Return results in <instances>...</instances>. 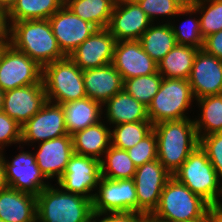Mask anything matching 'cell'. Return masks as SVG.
I'll list each match as a JSON object with an SVG mask.
<instances>
[{
  "instance_id": "74e56055",
  "label": "cell",
  "mask_w": 222,
  "mask_h": 222,
  "mask_svg": "<svg viewBox=\"0 0 222 222\" xmlns=\"http://www.w3.org/2000/svg\"><path fill=\"white\" fill-rule=\"evenodd\" d=\"M199 145L206 152L219 178H222V132L201 137Z\"/></svg>"
},
{
  "instance_id": "7dc6e473",
  "label": "cell",
  "mask_w": 222,
  "mask_h": 222,
  "mask_svg": "<svg viewBox=\"0 0 222 222\" xmlns=\"http://www.w3.org/2000/svg\"><path fill=\"white\" fill-rule=\"evenodd\" d=\"M5 92L0 88V111L3 110Z\"/></svg>"
},
{
  "instance_id": "1f68e13d",
  "label": "cell",
  "mask_w": 222,
  "mask_h": 222,
  "mask_svg": "<svg viewBox=\"0 0 222 222\" xmlns=\"http://www.w3.org/2000/svg\"><path fill=\"white\" fill-rule=\"evenodd\" d=\"M111 130V145L128 150L140 142L153 130L150 121L128 122L115 125Z\"/></svg>"
},
{
  "instance_id": "ac0fdd59",
  "label": "cell",
  "mask_w": 222,
  "mask_h": 222,
  "mask_svg": "<svg viewBox=\"0 0 222 222\" xmlns=\"http://www.w3.org/2000/svg\"><path fill=\"white\" fill-rule=\"evenodd\" d=\"M115 37L107 28L96 29L68 57L81 69L102 67L113 61Z\"/></svg>"
},
{
  "instance_id": "ba28073f",
  "label": "cell",
  "mask_w": 222,
  "mask_h": 222,
  "mask_svg": "<svg viewBox=\"0 0 222 222\" xmlns=\"http://www.w3.org/2000/svg\"><path fill=\"white\" fill-rule=\"evenodd\" d=\"M43 68L11 44L0 56V88L5 92L42 82Z\"/></svg>"
},
{
  "instance_id": "9a60e30c",
  "label": "cell",
  "mask_w": 222,
  "mask_h": 222,
  "mask_svg": "<svg viewBox=\"0 0 222 222\" xmlns=\"http://www.w3.org/2000/svg\"><path fill=\"white\" fill-rule=\"evenodd\" d=\"M152 24L138 3L117 0L107 29L116 42L139 40Z\"/></svg>"
},
{
  "instance_id": "f35d334b",
  "label": "cell",
  "mask_w": 222,
  "mask_h": 222,
  "mask_svg": "<svg viewBox=\"0 0 222 222\" xmlns=\"http://www.w3.org/2000/svg\"><path fill=\"white\" fill-rule=\"evenodd\" d=\"M11 143H21V125L0 111V152Z\"/></svg>"
},
{
  "instance_id": "bcb514c9",
  "label": "cell",
  "mask_w": 222,
  "mask_h": 222,
  "mask_svg": "<svg viewBox=\"0 0 222 222\" xmlns=\"http://www.w3.org/2000/svg\"><path fill=\"white\" fill-rule=\"evenodd\" d=\"M183 6H192L196 1L195 0H177Z\"/></svg>"
},
{
  "instance_id": "ee69618b",
  "label": "cell",
  "mask_w": 222,
  "mask_h": 222,
  "mask_svg": "<svg viewBox=\"0 0 222 222\" xmlns=\"http://www.w3.org/2000/svg\"><path fill=\"white\" fill-rule=\"evenodd\" d=\"M9 186L6 180L5 166L3 162V154L0 153V191L7 189Z\"/></svg>"
},
{
  "instance_id": "52a82bcc",
  "label": "cell",
  "mask_w": 222,
  "mask_h": 222,
  "mask_svg": "<svg viewBox=\"0 0 222 222\" xmlns=\"http://www.w3.org/2000/svg\"><path fill=\"white\" fill-rule=\"evenodd\" d=\"M193 99L195 98L187 79L163 77L159 91L147 107L150 122L155 125L188 118L185 111L189 109Z\"/></svg>"
},
{
  "instance_id": "4316f807",
  "label": "cell",
  "mask_w": 222,
  "mask_h": 222,
  "mask_svg": "<svg viewBox=\"0 0 222 222\" xmlns=\"http://www.w3.org/2000/svg\"><path fill=\"white\" fill-rule=\"evenodd\" d=\"M117 0H70L65 6L97 29L107 28Z\"/></svg>"
},
{
  "instance_id": "603a6c76",
  "label": "cell",
  "mask_w": 222,
  "mask_h": 222,
  "mask_svg": "<svg viewBox=\"0 0 222 222\" xmlns=\"http://www.w3.org/2000/svg\"><path fill=\"white\" fill-rule=\"evenodd\" d=\"M102 106L101 103L88 97L62 103L68 135L99 123L102 120Z\"/></svg>"
},
{
  "instance_id": "e0dca14e",
  "label": "cell",
  "mask_w": 222,
  "mask_h": 222,
  "mask_svg": "<svg viewBox=\"0 0 222 222\" xmlns=\"http://www.w3.org/2000/svg\"><path fill=\"white\" fill-rule=\"evenodd\" d=\"M47 101L42 81L5 91L2 111L22 126L39 112Z\"/></svg>"
},
{
  "instance_id": "2e32d148",
  "label": "cell",
  "mask_w": 222,
  "mask_h": 222,
  "mask_svg": "<svg viewBox=\"0 0 222 222\" xmlns=\"http://www.w3.org/2000/svg\"><path fill=\"white\" fill-rule=\"evenodd\" d=\"M188 81L195 100L222 94V61L199 49Z\"/></svg>"
},
{
  "instance_id": "7a4b0ae2",
  "label": "cell",
  "mask_w": 222,
  "mask_h": 222,
  "mask_svg": "<svg viewBox=\"0 0 222 222\" xmlns=\"http://www.w3.org/2000/svg\"><path fill=\"white\" fill-rule=\"evenodd\" d=\"M10 25V44L42 68L66 57L58 46L48 19L17 21Z\"/></svg>"
},
{
  "instance_id": "6da1fadb",
  "label": "cell",
  "mask_w": 222,
  "mask_h": 222,
  "mask_svg": "<svg viewBox=\"0 0 222 222\" xmlns=\"http://www.w3.org/2000/svg\"><path fill=\"white\" fill-rule=\"evenodd\" d=\"M157 138V159L173 175L199 146L194 120L164 121L153 125Z\"/></svg>"
},
{
  "instance_id": "cb8c5ba5",
  "label": "cell",
  "mask_w": 222,
  "mask_h": 222,
  "mask_svg": "<svg viewBox=\"0 0 222 222\" xmlns=\"http://www.w3.org/2000/svg\"><path fill=\"white\" fill-rule=\"evenodd\" d=\"M75 154L102 159V155L111 146V129L101 121L72 135Z\"/></svg>"
},
{
  "instance_id": "484cf974",
  "label": "cell",
  "mask_w": 222,
  "mask_h": 222,
  "mask_svg": "<svg viewBox=\"0 0 222 222\" xmlns=\"http://www.w3.org/2000/svg\"><path fill=\"white\" fill-rule=\"evenodd\" d=\"M199 49L176 44L157 64L164 78L189 79L195 56Z\"/></svg>"
},
{
  "instance_id": "816d5d0a",
  "label": "cell",
  "mask_w": 222,
  "mask_h": 222,
  "mask_svg": "<svg viewBox=\"0 0 222 222\" xmlns=\"http://www.w3.org/2000/svg\"><path fill=\"white\" fill-rule=\"evenodd\" d=\"M60 1L62 2L63 5H65L70 0H60Z\"/></svg>"
},
{
  "instance_id": "277c9868",
  "label": "cell",
  "mask_w": 222,
  "mask_h": 222,
  "mask_svg": "<svg viewBox=\"0 0 222 222\" xmlns=\"http://www.w3.org/2000/svg\"><path fill=\"white\" fill-rule=\"evenodd\" d=\"M210 205L173 176L160 195L157 208L150 215L162 222H182L209 217Z\"/></svg>"
},
{
  "instance_id": "4fadbf2b",
  "label": "cell",
  "mask_w": 222,
  "mask_h": 222,
  "mask_svg": "<svg viewBox=\"0 0 222 222\" xmlns=\"http://www.w3.org/2000/svg\"><path fill=\"white\" fill-rule=\"evenodd\" d=\"M58 46L69 56L97 29L93 24L73 14L63 5L49 19Z\"/></svg>"
},
{
  "instance_id": "7402d4cb",
  "label": "cell",
  "mask_w": 222,
  "mask_h": 222,
  "mask_svg": "<svg viewBox=\"0 0 222 222\" xmlns=\"http://www.w3.org/2000/svg\"><path fill=\"white\" fill-rule=\"evenodd\" d=\"M0 219L5 222H37L36 196L10 187L0 191Z\"/></svg>"
},
{
  "instance_id": "836d02e7",
  "label": "cell",
  "mask_w": 222,
  "mask_h": 222,
  "mask_svg": "<svg viewBox=\"0 0 222 222\" xmlns=\"http://www.w3.org/2000/svg\"><path fill=\"white\" fill-rule=\"evenodd\" d=\"M192 6L201 13L200 31L204 39L222 30V0H198Z\"/></svg>"
},
{
  "instance_id": "5b68a950",
  "label": "cell",
  "mask_w": 222,
  "mask_h": 222,
  "mask_svg": "<svg viewBox=\"0 0 222 222\" xmlns=\"http://www.w3.org/2000/svg\"><path fill=\"white\" fill-rule=\"evenodd\" d=\"M173 177L210 206L220 202L218 198L222 196V185H219L221 178L200 145L190 153Z\"/></svg>"
},
{
  "instance_id": "83f0119b",
  "label": "cell",
  "mask_w": 222,
  "mask_h": 222,
  "mask_svg": "<svg viewBox=\"0 0 222 222\" xmlns=\"http://www.w3.org/2000/svg\"><path fill=\"white\" fill-rule=\"evenodd\" d=\"M139 41L144 51L158 64L162 58L177 44L170 23L151 25Z\"/></svg>"
},
{
  "instance_id": "ab89813d",
  "label": "cell",
  "mask_w": 222,
  "mask_h": 222,
  "mask_svg": "<svg viewBox=\"0 0 222 222\" xmlns=\"http://www.w3.org/2000/svg\"><path fill=\"white\" fill-rule=\"evenodd\" d=\"M107 215L100 221V216ZM97 220V221H96ZM145 215L136 212L93 213L92 222H144Z\"/></svg>"
},
{
  "instance_id": "44dd1931",
  "label": "cell",
  "mask_w": 222,
  "mask_h": 222,
  "mask_svg": "<svg viewBox=\"0 0 222 222\" xmlns=\"http://www.w3.org/2000/svg\"><path fill=\"white\" fill-rule=\"evenodd\" d=\"M83 80L88 98L102 105L123 90L124 81L112 63L83 70Z\"/></svg>"
},
{
  "instance_id": "9c48e42d",
  "label": "cell",
  "mask_w": 222,
  "mask_h": 222,
  "mask_svg": "<svg viewBox=\"0 0 222 222\" xmlns=\"http://www.w3.org/2000/svg\"><path fill=\"white\" fill-rule=\"evenodd\" d=\"M92 204L93 213L136 212L138 202L133 179L111 180L101 177Z\"/></svg>"
},
{
  "instance_id": "f907efd6",
  "label": "cell",
  "mask_w": 222,
  "mask_h": 222,
  "mask_svg": "<svg viewBox=\"0 0 222 222\" xmlns=\"http://www.w3.org/2000/svg\"><path fill=\"white\" fill-rule=\"evenodd\" d=\"M120 1L139 3L140 1H143V0H120Z\"/></svg>"
},
{
  "instance_id": "30bf717a",
  "label": "cell",
  "mask_w": 222,
  "mask_h": 222,
  "mask_svg": "<svg viewBox=\"0 0 222 222\" xmlns=\"http://www.w3.org/2000/svg\"><path fill=\"white\" fill-rule=\"evenodd\" d=\"M172 176L158 159L136 167L133 180L139 214L151 215L154 212L159 204L162 190Z\"/></svg>"
},
{
  "instance_id": "d6a6232c",
  "label": "cell",
  "mask_w": 222,
  "mask_h": 222,
  "mask_svg": "<svg viewBox=\"0 0 222 222\" xmlns=\"http://www.w3.org/2000/svg\"><path fill=\"white\" fill-rule=\"evenodd\" d=\"M163 76L157 71L154 74L124 80L123 89L134 99L149 106L153 97L159 91Z\"/></svg>"
},
{
  "instance_id": "681fc988",
  "label": "cell",
  "mask_w": 222,
  "mask_h": 222,
  "mask_svg": "<svg viewBox=\"0 0 222 222\" xmlns=\"http://www.w3.org/2000/svg\"><path fill=\"white\" fill-rule=\"evenodd\" d=\"M144 222H162V221H159V220L153 218L150 215H145V221Z\"/></svg>"
},
{
  "instance_id": "8d00e7d4",
  "label": "cell",
  "mask_w": 222,
  "mask_h": 222,
  "mask_svg": "<svg viewBox=\"0 0 222 222\" xmlns=\"http://www.w3.org/2000/svg\"><path fill=\"white\" fill-rule=\"evenodd\" d=\"M171 27L177 44L192 46L198 49L203 48L204 38L200 31V19H188L180 29L174 26V24H171Z\"/></svg>"
},
{
  "instance_id": "7bdbcfd3",
  "label": "cell",
  "mask_w": 222,
  "mask_h": 222,
  "mask_svg": "<svg viewBox=\"0 0 222 222\" xmlns=\"http://www.w3.org/2000/svg\"><path fill=\"white\" fill-rule=\"evenodd\" d=\"M209 217H210V222H222V204H221V202L210 206Z\"/></svg>"
},
{
  "instance_id": "5bb4252c",
  "label": "cell",
  "mask_w": 222,
  "mask_h": 222,
  "mask_svg": "<svg viewBox=\"0 0 222 222\" xmlns=\"http://www.w3.org/2000/svg\"><path fill=\"white\" fill-rule=\"evenodd\" d=\"M20 152L11 162L3 156L7 184L10 188L35 196L49 186L47 178L39 169L34 154ZM48 183V184H46Z\"/></svg>"
},
{
  "instance_id": "d6986e66",
  "label": "cell",
  "mask_w": 222,
  "mask_h": 222,
  "mask_svg": "<svg viewBox=\"0 0 222 222\" xmlns=\"http://www.w3.org/2000/svg\"><path fill=\"white\" fill-rule=\"evenodd\" d=\"M112 65L123 81L158 71L157 63L144 51L139 40L116 42Z\"/></svg>"
},
{
  "instance_id": "8992f818",
  "label": "cell",
  "mask_w": 222,
  "mask_h": 222,
  "mask_svg": "<svg viewBox=\"0 0 222 222\" xmlns=\"http://www.w3.org/2000/svg\"><path fill=\"white\" fill-rule=\"evenodd\" d=\"M42 81L48 101L62 104L87 97L83 70L68 56L45 65Z\"/></svg>"
},
{
  "instance_id": "f1b7e54d",
  "label": "cell",
  "mask_w": 222,
  "mask_h": 222,
  "mask_svg": "<svg viewBox=\"0 0 222 222\" xmlns=\"http://www.w3.org/2000/svg\"><path fill=\"white\" fill-rule=\"evenodd\" d=\"M62 6L60 0H16L7 14L10 24L24 20L49 19Z\"/></svg>"
},
{
  "instance_id": "60d3db41",
  "label": "cell",
  "mask_w": 222,
  "mask_h": 222,
  "mask_svg": "<svg viewBox=\"0 0 222 222\" xmlns=\"http://www.w3.org/2000/svg\"><path fill=\"white\" fill-rule=\"evenodd\" d=\"M202 49L222 61V30L207 36Z\"/></svg>"
},
{
  "instance_id": "c3c4849f",
  "label": "cell",
  "mask_w": 222,
  "mask_h": 222,
  "mask_svg": "<svg viewBox=\"0 0 222 222\" xmlns=\"http://www.w3.org/2000/svg\"><path fill=\"white\" fill-rule=\"evenodd\" d=\"M182 222H210V218H199V219H192Z\"/></svg>"
},
{
  "instance_id": "e575fe53",
  "label": "cell",
  "mask_w": 222,
  "mask_h": 222,
  "mask_svg": "<svg viewBox=\"0 0 222 222\" xmlns=\"http://www.w3.org/2000/svg\"><path fill=\"white\" fill-rule=\"evenodd\" d=\"M138 4L152 22L157 15L162 17L197 13L193 6H183L177 0H143Z\"/></svg>"
},
{
  "instance_id": "ffe728a7",
  "label": "cell",
  "mask_w": 222,
  "mask_h": 222,
  "mask_svg": "<svg viewBox=\"0 0 222 222\" xmlns=\"http://www.w3.org/2000/svg\"><path fill=\"white\" fill-rule=\"evenodd\" d=\"M74 154L72 135H64L40 142L38 152L34 154L36 163L47 179L63 176L70 157Z\"/></svg>"
},
{
  "instance_id": "b9f144b4",
  "label": "cell",
  "mask_w": 222,
  "mask_h": 222,
  "mask_svg": "<svg viewBox=\"0 0 222 222\" xmlns=\"http://www.w3.org/2000/svg\"><path fill=\"white\" fill-rule=\"evenodd\" d=\"M9 24L7 12L0 9V47L10 45L11 25Z\"/></svg>"
},
{
  "instance_id": "f546056e",
  "label": "cell",
  "mask_w": 222,
  "mask_h": 222,
  "mask_svg": "<svg viewBox=\"0 0 222 222\" xmlns=\"http://www.w3.org/2000/svg\"><path fill=\"white\" fill-rule=\"evenodd\" d=\"M196 101L202 111L201 119L194 120L198 138L222 132V94L205 96Z\"/></svg>"
},
{
  "instance_id": "7c38bea8",
  "label": "cell",
  "mask_w": 222,
  "mask_h": 222,
  "mask_svg": "<svg viewBox=\"0 0 222 222\" xmlns=\"http://www.w3.org/2000/svg\"><path fill=\"white\" fill-rule=\"evenodd\" d=\"M68 135L61 104L47 101L42 109L21 126V143L44 142Z\"/></svg>"
},
{
  "instance_id": "8fae6325",
  "label": "cell",
  "mask_w": 222,
  "mask_h": 222,
  "mask_svg": "<svg viewBox=\"0 0 222 222\" xmlns=\"http://www.w3.org/2000/svg\"><path fill=\"white\" fill-rule=\"evenodd\" d=\"M100 179V160L74 153L57 184L66 192L79 194L93 201L95 194L88 193L98 188Z\"/></svg>"
},
{
  "instance_id": "f5cc1de1",
  "label": "cell",
  "mask_w": 222,
  "mask_h": 222,
  "mask_svg": "<svg viewBox=\"0 0 222 222\" xmlns=\"http://www.w3.org/2000/svg\"><path fill=\"white\" fill-rule=\"evenodd\" d=\"M3 48H5V47H0V56H1V54H2Z\"/></svg>"
},
{
  "instance_id": "4dcf8cb0",
  "label": "cell",
  "mask_w": 222,
  "mask_h": 222,
  "mask_svg": "<svg viewBox=\"0 0 222 222\" xmlns=\"http://www.w3.org/2000/svg\"><path fill=\"white\" fill-rule=\"evenodd\" d=\"M100 160L101 177L111 180L133 179L136 166L128 156L127 150L110 146Z\"/></svg>"
},
{
  "instance_id": "f6af8a7d",
  "label": "cell",
  "mask_w": 222,
  "mask_h": 222,
  "mask_svg": "<svg viewBox=\"0 0 222 222\" xmlns=\"http://www.w3.org/2000/svg\"><path fill=\"white\" fill-rule=\"evenodd\" d=\"M15 3L16 0H0V9L8 12Z\"/></svg>"
},
{
  "instance_id": "3957f363",
  "label": "cell",
  "mask_w": 222,
  "mask_h": 222,
  "mask_svg": "<svg viewBox=\"0 0 222 222\" xmlns=\"http://www.w3.org/2000/svg\"><path fill=\"white\" fill-rule=\"evenodd\" d=\"M60 189V190H59ZM37 222H92V200L51 184L36 196Z\"/></svg>"
},
{
  "instance_id": "d4e9b609",
  "label": "cell",
  "mask_w": 222,
  "mask_h": 222,
  "mask_svg": "<svg viewBox=\"0 0 222 222\" xmlns=\"http://www.w3.org/2000/svg\"><path fill=\"white\" fill-rule=\"evenodd\" d=\"M106 118L110 124L150 121L147 107L134 99L124 89L106 101Z\"/></svg>"
},
{
  "instance_id": "d590c367",
  "label": "cell",
  "mask_w": 222,
  "mask_h": 222,
  "mask_svg": "<svg viewBox=\"0 0 222 222\" xmlns=\"http://www.w3.org/2000/svg\"><path fill=\"white\" fill-rule=\"evenodd\" d=\"M133 164L138 167L157 159V138L154 130L127 150Z\"/></svg>"
}]
</instances>
